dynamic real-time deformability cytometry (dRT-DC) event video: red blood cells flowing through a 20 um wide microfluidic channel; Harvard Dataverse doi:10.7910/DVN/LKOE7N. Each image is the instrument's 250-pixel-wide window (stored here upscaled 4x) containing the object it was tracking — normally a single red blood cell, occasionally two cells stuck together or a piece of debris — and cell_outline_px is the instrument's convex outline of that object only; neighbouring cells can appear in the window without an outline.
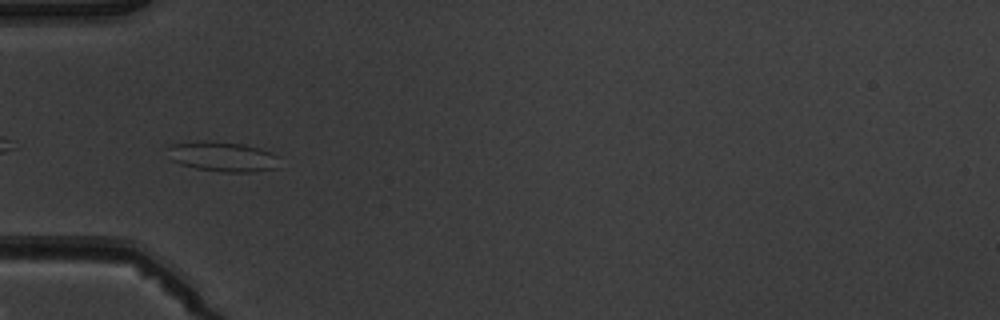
{"species": "common noctule bat (a hibernating species)", "species_latin": "Nyctalus noctula", "temperature_condition": "warm", "stored_images_in_passage": 8, "camera_frame_rate_fps": 3000, "um_per_image_px": 0.085, "animal": {"sex": "male", "body_mass_g": 19.5, "forearm_length_mm": 54.6}, "frame": {"image": 1, "passage_image": 6, "time_ms": 5.667, "image_size_px": [1000, 320], "cell_outline_px": [[280, 156], [276, 168], [252, 172], [220, 172], [196, 168], [180, 164], [168, 160], [168, 148], [172, 144], [204, 140], [244, 144], [272, 152]], "centroid_in_image_um": [18.91, 13.31], "position_along_channel_um": 66.1, "area_um2": 19.71}}
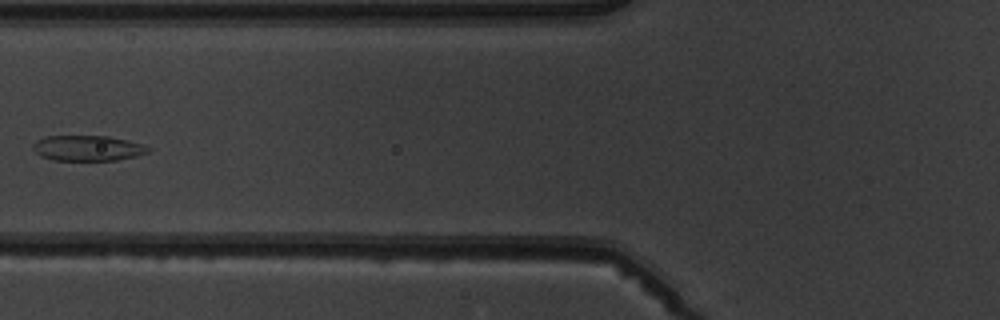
{"frame": {"image": 2, "passage_image": 7, "time_ms": 7.0, "image_size_px": [1000, 320], "cell_outline_px": [[152, 148], [148, 152], [136, 156], [116, 160], [52, 160], [40, 156], [32, 148], [32, 144], [36, 140], [48, 136], [108, 136], [128, 140]], "centroid_in_image_um": [7.43, 12.59], "position_along_channel_um": 118.4, "area_um2": 17.05}}
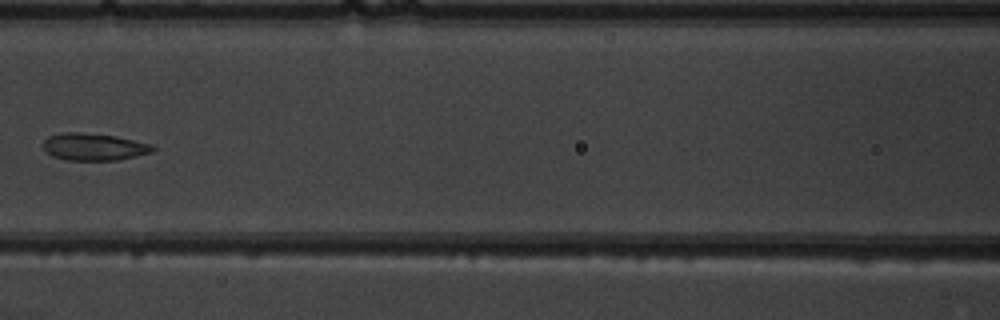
{"frame": {"image": 3, "passage_image": 8, "time_ms": 8.0, "image_size_px": [1000, 320], "cell_outline_px": [[156, 148], [152, 152], [136, 156], [116, 160], [68, 160], [52, 156], [40, 144], [48, 136], [60, 132], [80, 132], [116, 136], [152, 144]], "centroid_in_image_um": [7.96, 12.47], "position_along_channel_um": 158.6, "area_um2": 17.46}}